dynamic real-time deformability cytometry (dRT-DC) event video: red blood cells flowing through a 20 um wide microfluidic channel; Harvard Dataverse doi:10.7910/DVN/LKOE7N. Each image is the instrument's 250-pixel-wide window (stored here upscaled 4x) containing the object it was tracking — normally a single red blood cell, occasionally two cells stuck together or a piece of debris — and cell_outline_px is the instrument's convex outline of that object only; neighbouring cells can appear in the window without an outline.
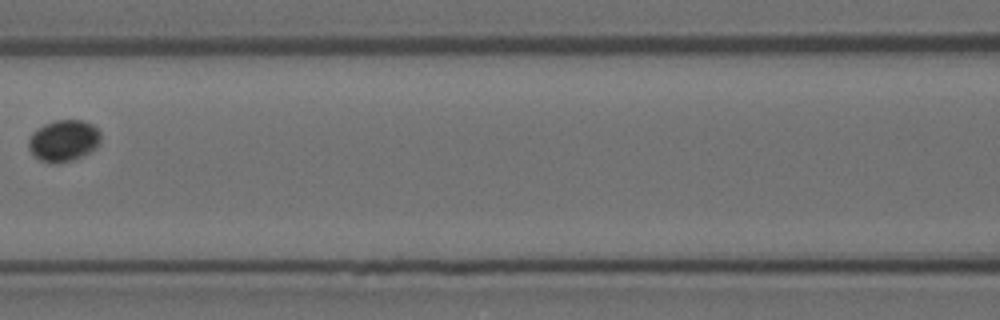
{"species": "Egyptian fruit bat (a non-hibernating species)", "species_latin": "Rousettus aegyptiacus", "temperature_condition": "room temperature", "stored_images_in_passage": 8, "camera_frame_rate_fps": 3000, "um_per_image_px": 0.085, "animal": {"sex": "female"}, "frame": {"image": 1, "passage_image": 8, "time_ms": 2.333, "image_size_px": [1000, 320], "cell_outline_px": [[100, 144], [96, 148], [72, 160], [40, 160], [32, 152], [28, 144], [28, 140], [32, 132], [36, 128], [44, 124], [56, 120], [84, 120], [92, 124], [100, 132]], "centroid_in_image_um": [5.43, 11.89], "position_along_channel_um": 161.2, "area_um2": 16.94}}